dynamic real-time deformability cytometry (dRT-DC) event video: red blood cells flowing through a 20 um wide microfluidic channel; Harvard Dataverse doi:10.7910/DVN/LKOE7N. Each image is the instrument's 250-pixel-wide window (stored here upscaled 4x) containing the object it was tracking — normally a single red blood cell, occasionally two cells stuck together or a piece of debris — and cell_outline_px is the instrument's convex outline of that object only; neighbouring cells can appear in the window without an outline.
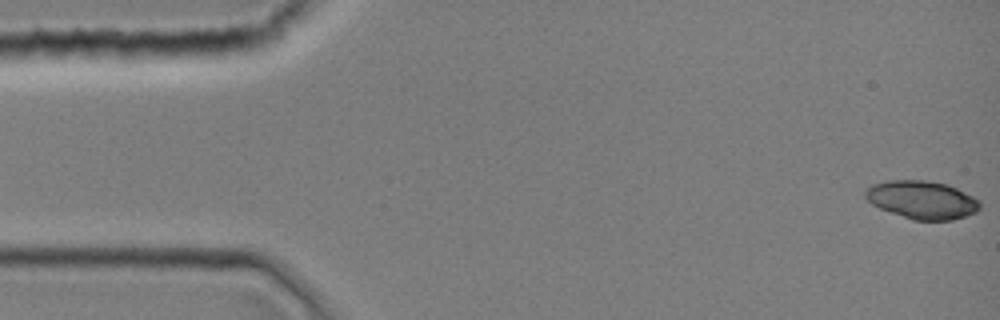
{"species": "common noctule bat (a hibernating species)", "species_latin": "Nyctalus noctula", "temperature_condition": "room temperature", "stored_images_in_passage": 43, "camera_frame_rate_fps": 3000, "um_per_image_px": 0.085, "animal": {"sex": "female", "body_mass_g": 19.0, "forearm_length_mm": 51.5}, "frame": {"image": 1, "passage_image": 1, "time_ms": 0.0, "image_size_px": [1000, 320], "cell_outline_px": [[980, 208], [976, 212], [952, 220], [912, 220], [880, 208], [872, 204], [864, 196], [864, 188], [872, 184], [888, 180], [924, 180], [948, 184], [980, 200]], "centroid_in_image_um": [78.34, 16.98], "position_along_channel_um": 6.7, "area_um2": 25.49}}
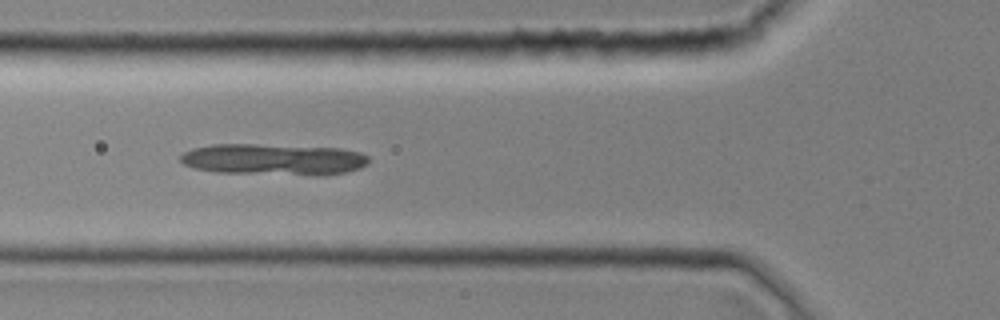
{"frame": {"image": 2, "passage_image": 16, "time_ms": 5.0, "image_size_px": [1000, 320], "cell_outline_px": [[368, 164], [360, 168], [344, 172], [324, 176], [316, 176], [216, 172], [196, 168], [184, 164], [180, 160], [180, 156], [184, 152], [192, 148], [212, 144], [256, 144], [340, 148], [360, 152], [368, 156]], "centroid_in_image_um": [23.28, 13.56], "position_along_channel_um": 102.5, "area_um2": 34.74}}
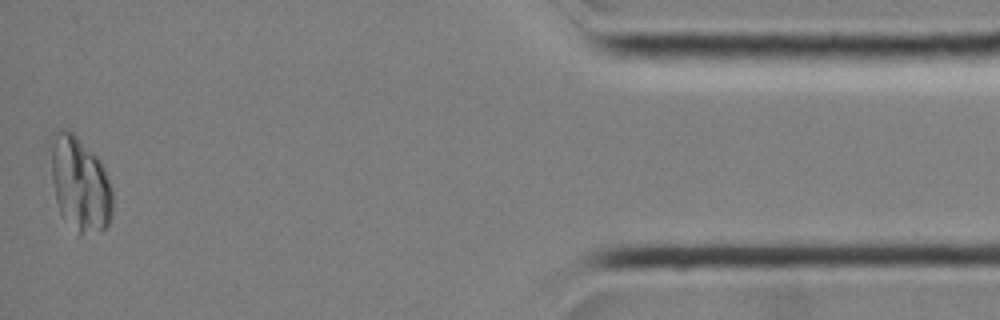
{"frame": {"image": 3, "passage_image": 43, "time_ms": 14.0, "image_size_px": [1000, 320], "cell_outline_px": [[112, 216], [108, 224], [104, 228], [80, 232], [60, 212], [56, 200], [52, 180], [48, 144], [48, 136], [56, 128], [68, 128], [100, 160], [104, 168], [112, 188]], "centroid_in_image_um": [6.74, 15.48], "position_along_channel_um": 428.5, "area_um2": 33.93}}